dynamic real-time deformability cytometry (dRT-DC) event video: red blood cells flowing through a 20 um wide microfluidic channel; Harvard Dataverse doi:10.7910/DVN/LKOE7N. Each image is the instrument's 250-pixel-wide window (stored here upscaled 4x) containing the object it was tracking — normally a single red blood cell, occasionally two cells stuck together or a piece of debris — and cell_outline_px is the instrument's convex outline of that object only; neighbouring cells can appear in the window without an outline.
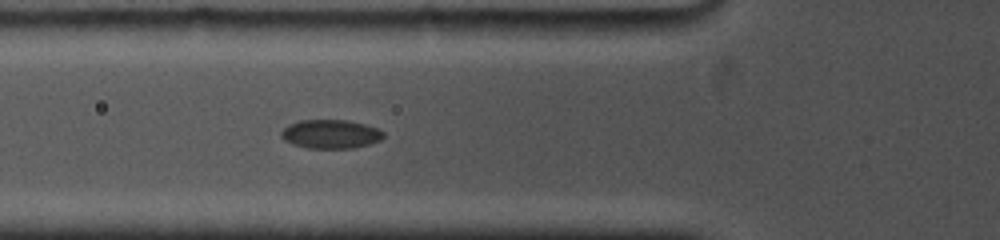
{"species": "common noctule bat (a hibernating species)", "species_latin": "Nyctalus noctula", "temperature_condition": "cold", "stored_images_in_passage": 11, "camera_frame_rate_fps": 5000, "um_per_image_px": 0.085, "animal": {"sex": "female", "body_mass_g": 19.0, "forearm_length_mm": 53.3}, "frame": {"image": 1, "passage_image": 7, "time_ms": 3.0, "image_size_px": [1000, 240], "cell_outline_px": [[384, 136], [380, 140], [356, 148], [308, 148], [292, 144], [284, 140], [280, 136], [280, 132], [288, 124], [300, 120], [348, 120], [380, 128], [384, 132]], "centroid_in_image_um": [28.1, 11.39], "position_along_channel_um": 97.7, "area_um2": 17.34}}